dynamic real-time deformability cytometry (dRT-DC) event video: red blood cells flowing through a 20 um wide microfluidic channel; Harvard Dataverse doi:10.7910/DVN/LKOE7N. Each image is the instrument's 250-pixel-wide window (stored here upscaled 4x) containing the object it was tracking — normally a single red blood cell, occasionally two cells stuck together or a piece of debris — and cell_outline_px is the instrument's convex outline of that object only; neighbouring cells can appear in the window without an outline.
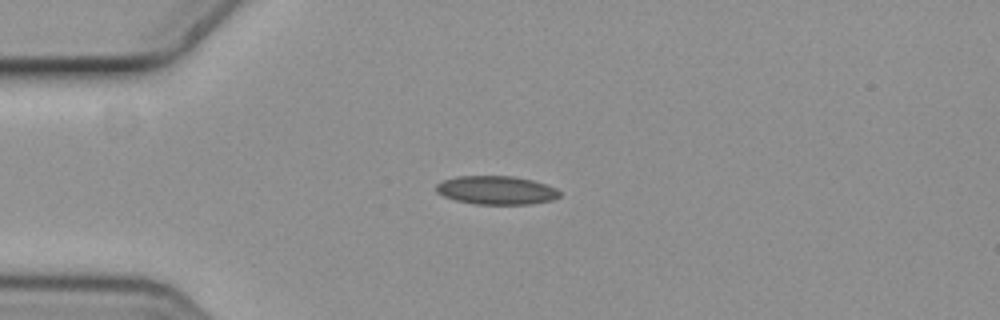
{"species": "common noctule bat (a hibernating species)", "species_latin": "Nyctalus noctula", "temperature_condition": "cold", "stored_images_in_passage": 2, "camera_frame_rate_fps": 3000, "um_per_image_px": 0.085, "animal": {"sex": "female", "body_mass_g": 19.3, "forearm_length_mm": 54.1}, "frame": {"image": 1, "passage_image": 1, "time_ms": 0.0, "image_size_px": [1000, 320], "cell_outline_px": [[560, 196], [552, 200], [532, 204], [476, 204], [456, 200], [444, 196], [436, 192], [436, 184], [444, 180], [456, 176], [512, 176], [532, 180], [556, 188], [560, 192]], "centroid_in_image_um": [42.19, 16.17], "position_along_channel_um": 42.8, "area_um2": 20.46}}